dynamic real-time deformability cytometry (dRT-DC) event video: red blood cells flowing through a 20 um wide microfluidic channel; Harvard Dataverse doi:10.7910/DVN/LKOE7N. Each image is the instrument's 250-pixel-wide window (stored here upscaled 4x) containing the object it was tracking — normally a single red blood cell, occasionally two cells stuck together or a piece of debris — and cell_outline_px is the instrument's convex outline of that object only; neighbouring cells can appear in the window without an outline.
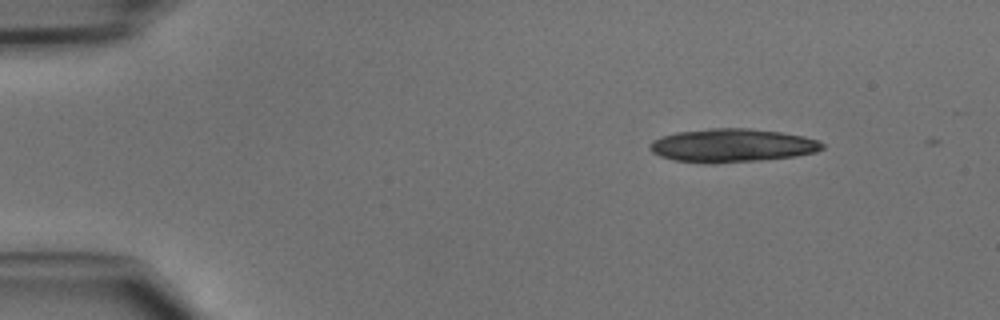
{"species": "common noctule bat (a hibernating species)", "species_latin": "Nyctalus noctula", "temperature_condition": "cold", "stored_images_in_passage": 13, "camera_frame_rate_fps": 3000, "um_per_image_px": 0.085, "animal": {"sex": "male", "body_mass_g": 15.6}, "frame": {"image": 1, "passage_image": 1, "time_ms": 0.0, "image_size_px": [1000, 320], "cell_outline_px": [[824, 148], [816, 152], [796, 156], [760, 160], [712, 164], [676, 160], [660, 156], [652, 152], [648, 148], [648, 144], [652, 140], [660, 136], [676, 132], [708, 128], [748, 128], [780, 132], [804, 136], [816, 140], [824, 144]], "centroid_in_image_um": [62.19, 12.36], "position_along_channel_um": 22.8, "area_um2": 33.76}}